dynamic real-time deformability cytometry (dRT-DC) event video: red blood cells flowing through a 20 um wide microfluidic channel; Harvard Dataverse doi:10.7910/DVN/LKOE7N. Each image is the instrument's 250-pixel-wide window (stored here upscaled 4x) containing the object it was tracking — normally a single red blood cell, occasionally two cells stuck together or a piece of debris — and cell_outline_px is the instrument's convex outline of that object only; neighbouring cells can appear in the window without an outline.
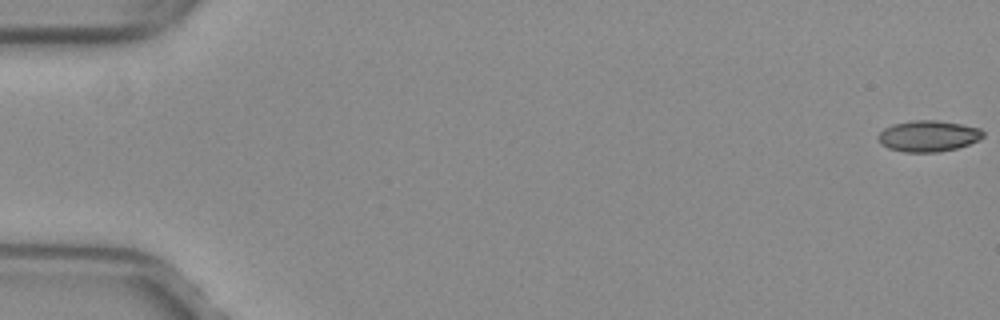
{"species": "common noctule bat (a hibernating species)", "species_latin": "Nyctalus noctula", "temperature_condition": "warm", "stored_images_in_passage": 49, "camera_frame_rate_fps": 3000, "um_per_image_px": 0.085, "animal": {"sex": "female", "body_mass_g": 29.2, "forearm_length_mm": 56.3}, "frame": {"image": 1, "passage_image": 1, "time_ms": 0.0, "image_size_px": [1000, 320], "cell_outline_px": [[984, 136], [980, 140], [956, 148], [936, 152], [904, 152], [888, 148], [880, 144], [876, 136], [884, 128], [892, 124], [912, 120], [936, 120], [964, 124], [980, 128], [984, 132]], "centroid_in_image_um": [78.89, 11.55], "position_along_channel_um": 6.1, "area_um2": 19.25}}
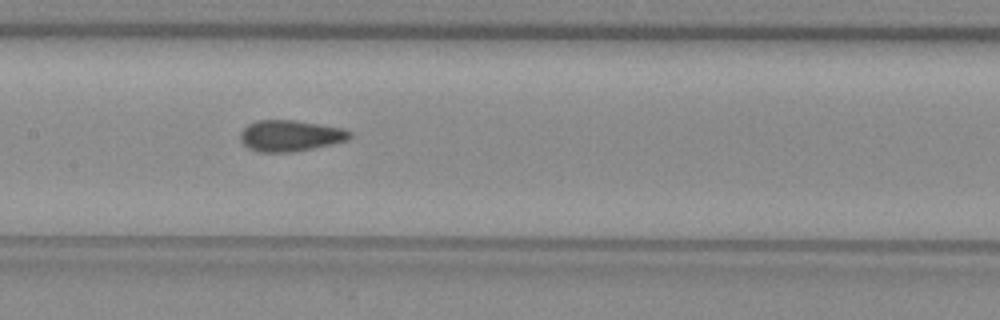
{"frame": {"image": 2, "passage_image": 27, "time_ms": 8.667, "image_size_px": [1000, 320], "cell_outline_px": [[352, 136], [348, 140], [332, 144], [296, 152], [256, 152], [248, 148], [240, 140], [240, 132], [248, 124], [256, 120], [296, 120], [344, 128], [352, 132]], "centroid_in_image_um": [24.68, 11.54], "position_along_channel_um": 182.7, "area_um2": 20.17}}
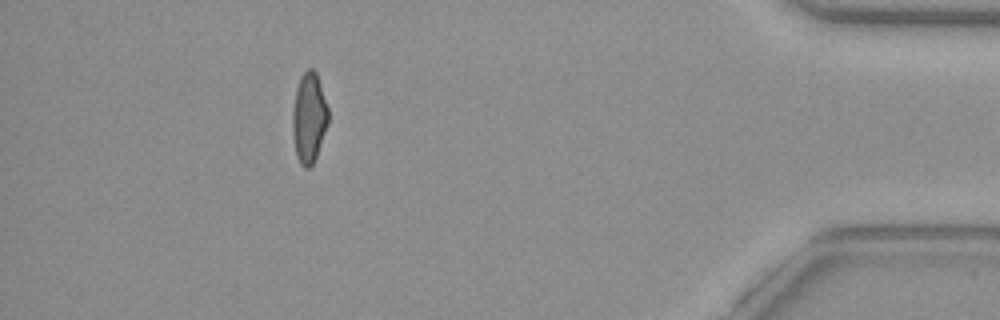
{"frame": {"image": 3, "passage_image": 48, "time_ms": 15.667, "image_size_px": [1000, 320], "cell_outline_px": [[328, 124], [316, 156], [312, 164], [308, 168], [304, 168], [300, 164], [296, 156], [292, 132], [292, 112], [296, 88], [300, 76], [308, 68], [312, 68], [316, 72], [328, 108]], "centroid_in_image_um": [26.25, 10.01], "position_along_channel_um": 409.0, "area_um2": 18.79}}